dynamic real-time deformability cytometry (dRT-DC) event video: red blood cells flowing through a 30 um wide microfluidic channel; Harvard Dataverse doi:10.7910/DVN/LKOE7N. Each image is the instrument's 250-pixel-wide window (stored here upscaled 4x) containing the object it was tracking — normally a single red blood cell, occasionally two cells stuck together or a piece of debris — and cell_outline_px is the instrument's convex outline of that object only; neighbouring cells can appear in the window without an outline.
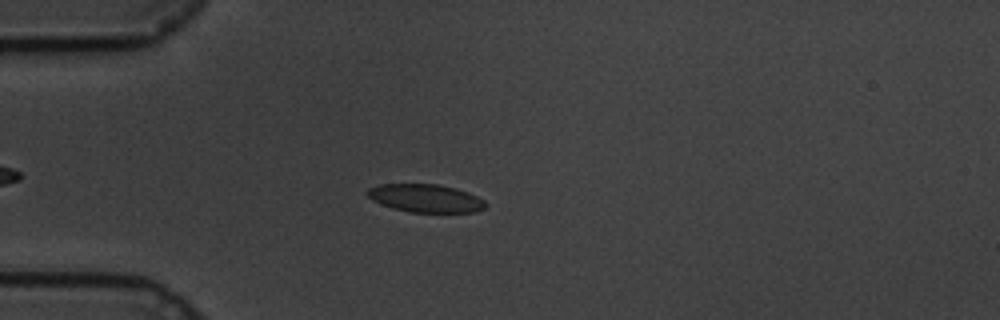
{"species": "common noctule bat (a hibernating species)", "species_latin": "Nyctalus noctula", "temperature_condition": "cold", "stored_images_in_passage": 46, "camera_frame_rate_fps": 3000, "um_per_image_px": 0.085, "animal": {"sex": "male", "body_mass_g": 19.5, "forearm_length_mm": 54.6}, "frame": {"image": 1, "passage_image": 6, "time_ms": 1.667, "image_size_px": [1000, 320], "cell_outline_px": [[488, 204], [484, 208], [476, 212], [408, 212], [392, 208], [372, 200], [364, 192], [368, 188], [380, 184], [440, 184], [456, 188], [468, 192], [484, 200]], "centroid_in_image_um": [36.17, 16.84], "position_along_channel_um": 48.8, "area_um2": 19.48}}
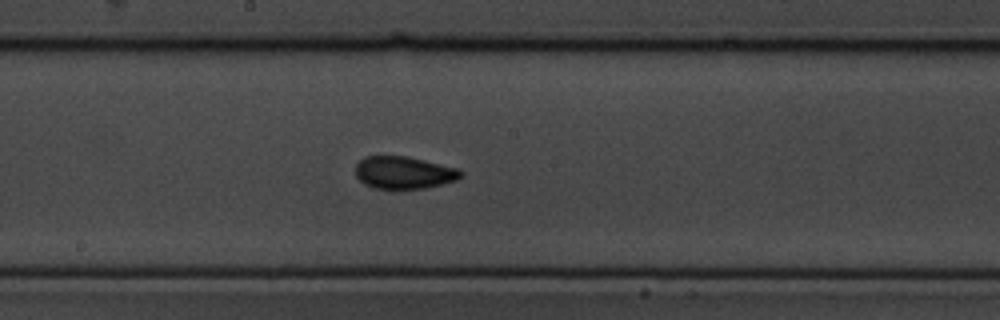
{"frame": {"image": 2, "passage_image": 22, "time_ms": 7.0, "image_size_px": [1000, 320], "cell_outline_px": [[464, 176], [456, 180], [444, 184], [424, 188], [372, 188], [364, 184], [356, 176], [356, 164], [364, 156], [408, 156], [460, 168], [464, 172]], "centroid_in_image_um": [34.37, 14.66], "position_along_channel_um": 213.8, "area_um2": 20.11}}
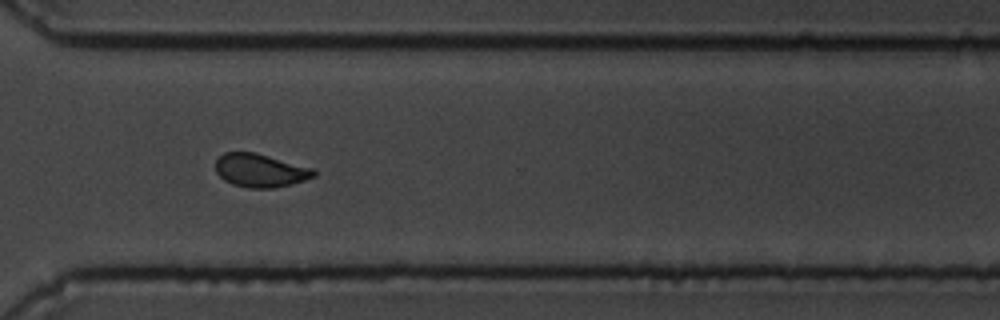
{"frame": {"image": 3, "passage_image": 34, "time_ms": 11.0, "image_size_px": [1000, 320], "cell_outline_px": [[316, 176], [292, 184], [272, 188], [248, 188], [232, 184], [224, 180], [216, 172], [216, 160], [224, 152], [256, 152], [316, 168]], "centroid_in_image_um": [22.16, 14.48], "position_along_channel_um": 348.4, "area_um2": 19.36}, "authors_computed_cell_mechanics": {"area_um2": 19.4208, "velocity_mm_per_s": 3.3617, "shape_relaxation_time_tau1_ms": 7.3727, "shape_relaxation_time_tau2_ms": 1.672, "deformation_change_tau1": 0.143, "deformation_change_tau2": 0.061}}